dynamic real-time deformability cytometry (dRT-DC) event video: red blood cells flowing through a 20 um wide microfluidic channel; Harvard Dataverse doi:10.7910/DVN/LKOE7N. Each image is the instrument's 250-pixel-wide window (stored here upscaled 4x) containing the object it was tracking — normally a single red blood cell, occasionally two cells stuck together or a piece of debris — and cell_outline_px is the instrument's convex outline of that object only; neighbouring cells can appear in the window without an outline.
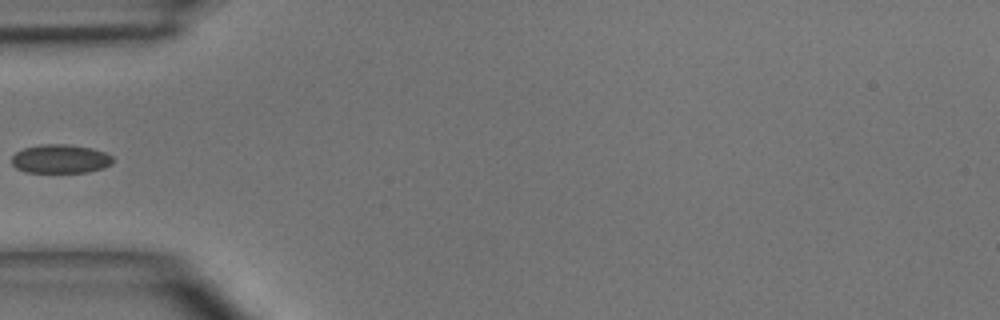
{"species": "common noctule bat (a hibernating species)", "species_latin": "Nyctalus noctula", "temperature_condition": "room temperature", "stored_images_in_passage": 5, "camera_frame_rate_fps": 3000, "um_per_image_px": 0.085, "animal": {"sex": "male", "body_mass_g": 15.6}, "frame": {"image": 1, "passage_image": 5, "time_ms": 4.667, "image_size_px": [1000, 320], "cell_outline_px": [[112, 164], [104, 168], [88, 172], [24, 172], [16, 168], [12, 164], [12, 156], [16, 152], [24, 148], [40, 144], [68, 144], [92, 148], [104, 152], [112, 156]], "centroid_in_image_um": [5.13, 13.5], "position_along_channel_um": 79.9, "area_um2": 17.05}}